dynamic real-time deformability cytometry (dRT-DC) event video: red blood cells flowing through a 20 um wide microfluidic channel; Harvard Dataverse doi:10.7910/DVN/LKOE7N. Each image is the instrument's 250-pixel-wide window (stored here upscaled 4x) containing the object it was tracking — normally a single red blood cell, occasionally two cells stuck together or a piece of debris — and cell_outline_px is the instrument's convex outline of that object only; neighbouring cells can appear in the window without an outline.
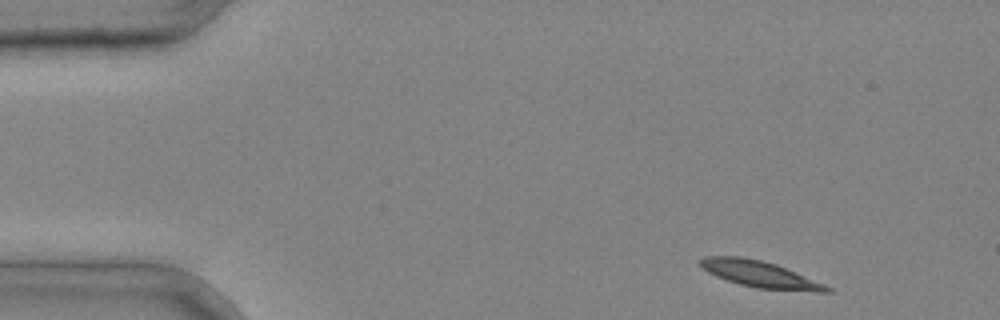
{"species": "common noctule bat (a hibernating species)", "species_latin": "Nyctalus noctula", "temperature_condition": "cold", "stored_images_in_passage": 2, "camera_frame_rate_fps": 3000, "um_per_image_px": 0.085, "animal": {"sex": "male", "body_mass_g": 20.4}, "frame": {"image": 1, "passage_image": 1, "time_ms": 0.0, "image_size_px": [1000, 320], "cell_outline_px": [[836, 292], [816, 292], [756, 288], [740, 284], [716, 276], [708, 272], [696, 260], [704, 256], [740, 256], [760, 260], [776, 264], [796, 272], [824, 284], [832, 288]], "centroid_in_image_um": [64.61, 23.31], "position_along_channel_um": 20.4, "area_um2": 19.48}}
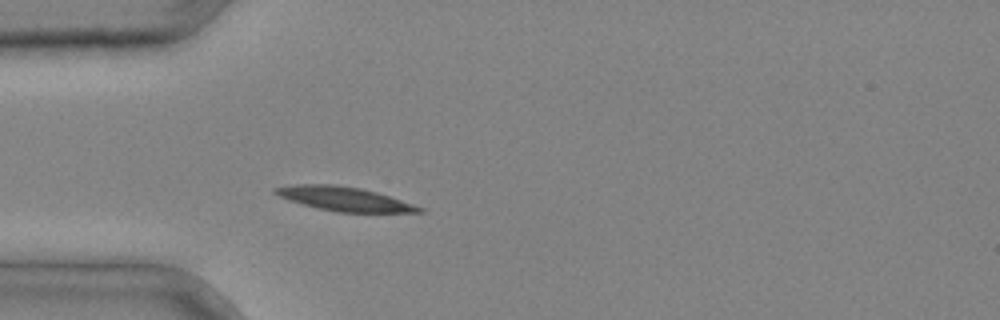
{"frame": {"image": 2, "passage_image": 2, "time_ms": 0.333, "image_size_px": [1000, 320], "cell_outline_px": [[428, 212], [336, 212], [288, 200], [272, 192], [272, 188], [296, 184], [332, 184], [360, 188], [376, 192], [424, 208]], "centroid_in_image_um": [29.24, 16.9], "position_along_channel_um": 55.8, "area_um2": 19.88}}